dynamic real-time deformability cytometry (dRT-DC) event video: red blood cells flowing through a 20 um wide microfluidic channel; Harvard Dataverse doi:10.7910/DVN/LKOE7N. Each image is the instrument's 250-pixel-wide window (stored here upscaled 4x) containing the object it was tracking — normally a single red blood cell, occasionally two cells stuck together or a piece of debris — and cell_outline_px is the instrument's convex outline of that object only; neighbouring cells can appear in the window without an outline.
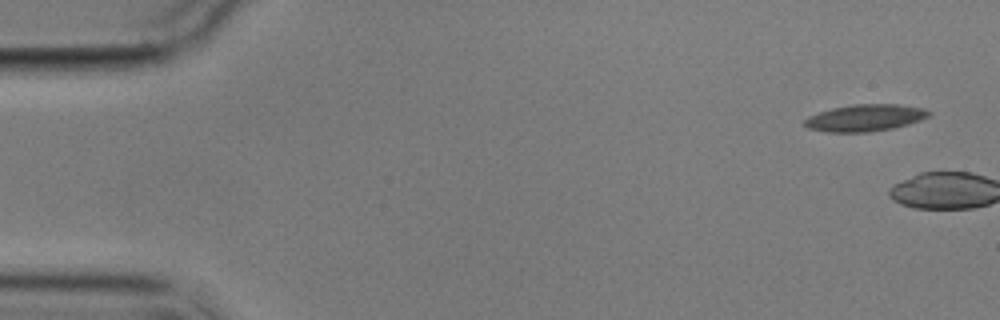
{"species": "common noctule bat (a hibernating species)", "species_latin": "Nyctalus noctula", "temperature_condition": "cold", "stored_images_in_passage": 3, "camera_frame_rate_fps": 3000, "um_per_image_px": 0.085, "animal": {"sex": "male", "body_mass_g": 17.9}, "frame": {"image": 1, "passage_image": 1, "time_ms": 0.0, "image_size_px": [1000, 320], "cell_outline_px": [[932, 112], [928, 116], [920, 120], [908, 124], [892, 128], [868, 132], [828, 132], [808, 128], [804, 124], [804, 120], [808, 116], [832, 108], [852, 104], [896, 104], [924, 108]], "centroid_in_image_um": [73.53, 10.01], "position_along_channel_um": 11.5, "area_um2": 19.36}}